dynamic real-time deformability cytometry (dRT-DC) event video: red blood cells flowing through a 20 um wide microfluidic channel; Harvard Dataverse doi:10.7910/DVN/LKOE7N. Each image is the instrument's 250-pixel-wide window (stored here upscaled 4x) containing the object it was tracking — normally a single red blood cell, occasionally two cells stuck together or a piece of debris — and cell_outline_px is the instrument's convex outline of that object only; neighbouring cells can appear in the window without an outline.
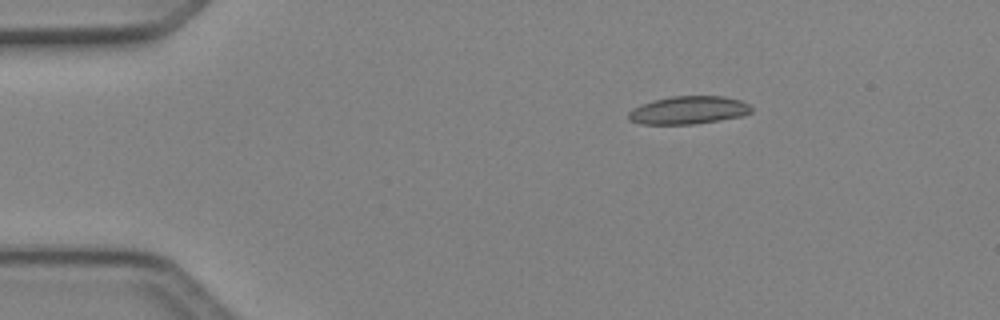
{"species": "Egyptian fruit bat (a non-hibernating species)", "species_latin": "Rousettus aegyptiacus", "temperature_condition": "cold", "stored_images_in_passage": 4, "camera_frame_rate_fps": 3000, "um_per_image_px": 0.085, "animal": {"sex": "female"}, "frame": {"image": 1, "passage_image": 1, "time_ms": 0.0, "image_size_px": [1000, 320], "cell_outline_px": [[752, 112], [744, 116], [696, 124], [640, 124], [628, 120], [628, 112], [632, 108], [652, 100], [672, 96], [724, 96], [740, 100], [748, 104], [752, 108]], "centroid_in_image_um": [58.51, 9.37], "position_along_channel_um": 26.5, "area_um2": 20.23}}
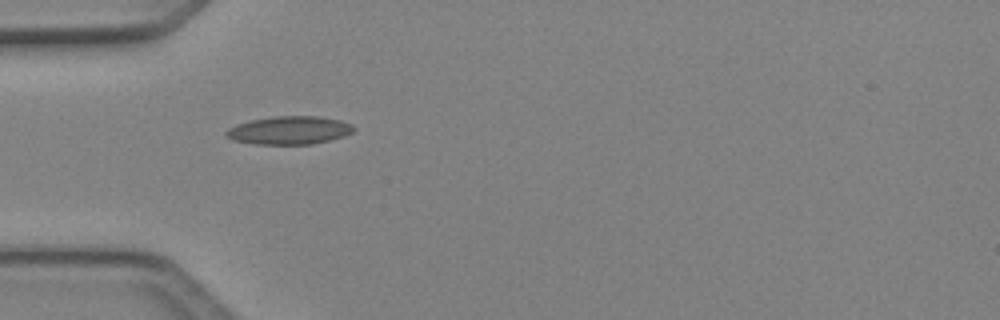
{"frame": {"image": 2, "passage_image": 3, "time_ms": 0.667, "image_size_px": [1000, 320], "cell_outline_px": [[356, 128], [352, 132], [344, 136], [312, 144], [256, 144], [232, 140], [224, 132], [228, 128], [236, 124], [252, 120], [272, 116], [320, 116], [340, 120], [352, 124]], "centroid_in_image_um": [24.6, 11.07], "position_along_channel_um": 60.4, "area_um2": 20.92}}
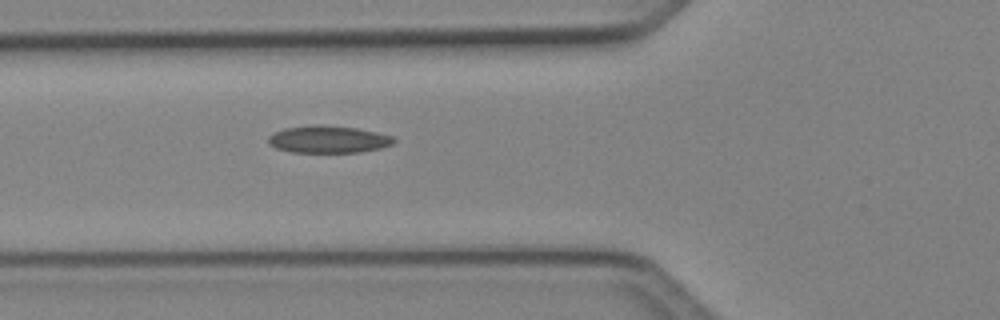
{"frame": {"image": 3, "passage_image": 4, "time_ms": 1.0, "image_size_px": [1000, 320], "cell_outline_px": [[396, 140], [392, 144], [380, 148], [360, 152], [292, 152], [276, 148], [268, 144], [268, 136], [284, 128], [316, 124], [356, 128], [376, 132], [392, 136]], "centroid_in_image_um": [27.89, 11.84], "position_along_channel_um": 97.9, "area_um2": 19.83}}